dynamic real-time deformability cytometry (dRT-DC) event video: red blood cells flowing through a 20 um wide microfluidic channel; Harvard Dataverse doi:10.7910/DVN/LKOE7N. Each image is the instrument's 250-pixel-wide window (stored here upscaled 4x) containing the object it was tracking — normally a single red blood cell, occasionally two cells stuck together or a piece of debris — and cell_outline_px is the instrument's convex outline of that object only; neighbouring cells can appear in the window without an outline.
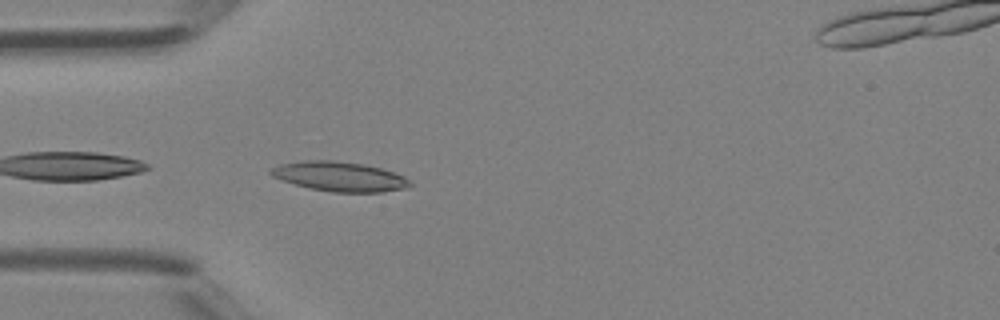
{"species": "Egyptian fruit bat (a non-hibernating species)", "species_latin": "Rousettus aegyptiacus", "temperature_condition": "room temperature", "stored_images_in_passage": 34, "segment_of_instrument_passage": [1, 2], "camera_frame_rate_fps": 3000, "um_per_image_px": 0.085, "animal": {"sex": "female"}, "frame": {"image": 1, "passage_image": 1, "time_ms": 0.0, "image_size_px": [1000, 320], "cell_outline_px": [[412, 184], [408, 188], [380, 192], [332, 192], [308, 188], [272, 176], [268, 172], [272, 168], [280, 164], [304, 160], [336, 160], [364, 164], [380, 168], [404, 176], [412, 180]], "centroid_in_image_um": [28.89, 15.0], "position_along_channel_um": 56.1, "area_um2": 24.04}}
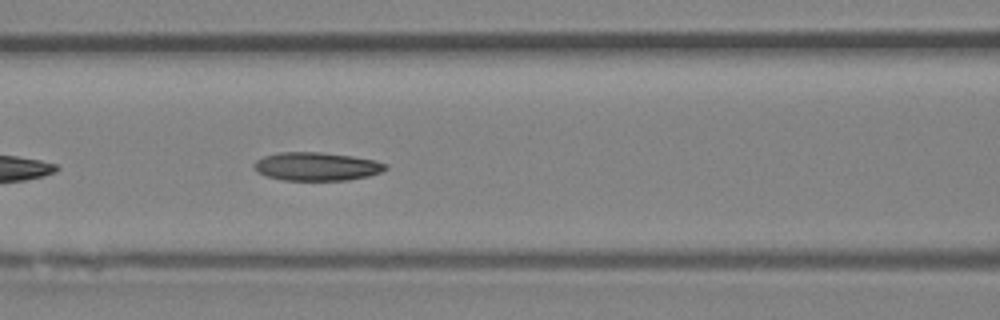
{"frame": {"image": 2, "passage_image": 7, "time_ms": 2.0, "image_size_px": [1000, 320], "cell_outline_px": [[388, 168], [380, 172], [368, 176], [348, 180], [284, 180], [268, 176], [256, 172], [252, 168], [252, 164], [256, 160], [264, 156], [280, 152], [320, 152], [352, 156], [376, 160], [388, 164]], "centroid_in_image_um": [26.9, 14.14], "position_along_channel_um": 139.7, "area_um2": 21.85}}
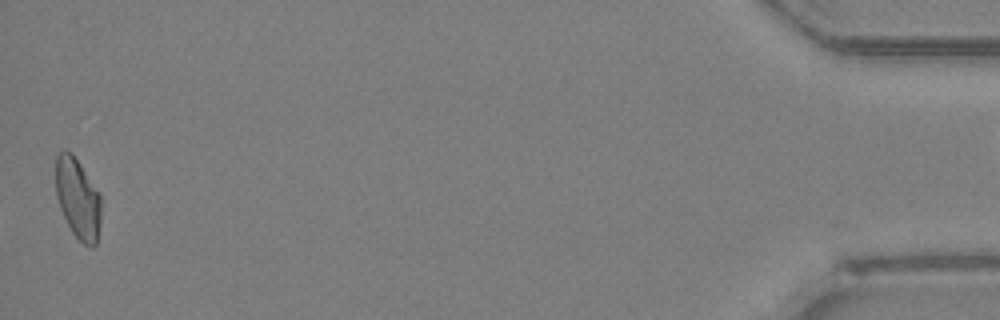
{"frame": {"image": 3, "passage_image": 33, "time_ms": 10.667, "image_size_px": [1000, 320], "cell_outline_px": [[100, 224], [96, 244], [92, 248], [84, 244], [72, 232], [60, 208], [56, 196], [56, 156], [64, 148], [72, 152], [100, 192]], "centroid_in_image_um": [6.62, 16.84], "position_along_channel_um": 428.6, "area_um2": 21.39}}